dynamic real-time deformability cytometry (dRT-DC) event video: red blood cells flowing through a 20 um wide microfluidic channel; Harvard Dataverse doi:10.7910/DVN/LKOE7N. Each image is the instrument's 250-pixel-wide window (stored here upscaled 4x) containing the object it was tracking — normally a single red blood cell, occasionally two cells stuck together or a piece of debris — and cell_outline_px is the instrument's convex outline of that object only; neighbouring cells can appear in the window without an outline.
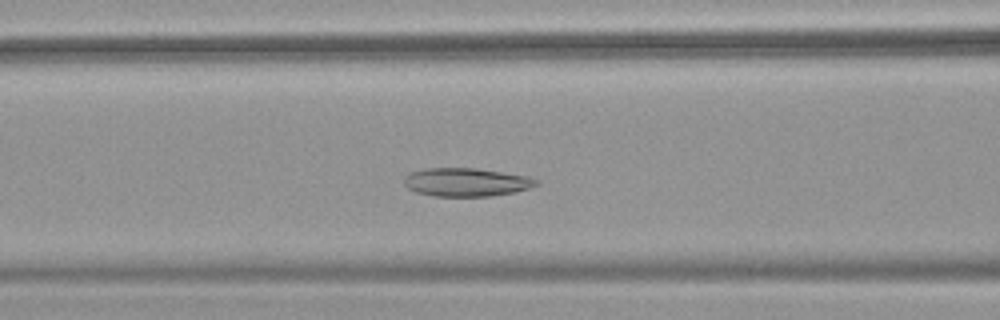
{"species": "common noctule bat (a hibernating species)", "species_latin": "Nyctalus noctula", "temperature_condition": "warm", "stored_images_in_passage": 49, "camera_frame_rate_fps": 3000, "um_per_image_px": 0.085, "animal": {"sex": "female", "body_mass_g": 18.4}, "frame": {"image": 1, "passage_image": 19, "time_ms": 6.0, "image_size_px": [1000, 320], "cell_outline_px": [[540, 184], [528, 188], [512, 192], [492, 196], [432, 196], [416, 192], [408, 188], [404, 184], [404, 176], [412, 172], [428, 168], [476, 168], [528, 176], [540, 180]], "centroid_in_image_um": [39.64, 15.48], "position_along_channel_um": 127.0, "area_um2": 21.85}}
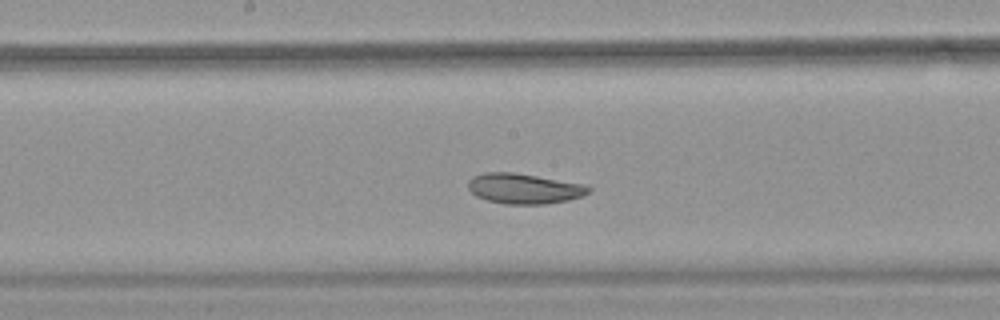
{"frame": {"image": 2, "passage_image": 25, "time_ms": 8.0, "image_size_px": [1000, 320], "cell_outline_px": [[592, 188], [588, 192], [580, 196], [568, 200], [544, 204], [504, 204], [488, 200], [476, 196], [468, 188], [468, 180], [472, 176], [484, 172], [512, 172], [584, 184]], "centroid_in_image_um": [44.5, 16.02], "position_along_channel_um": 203.7, "area_um2": 21.1}}
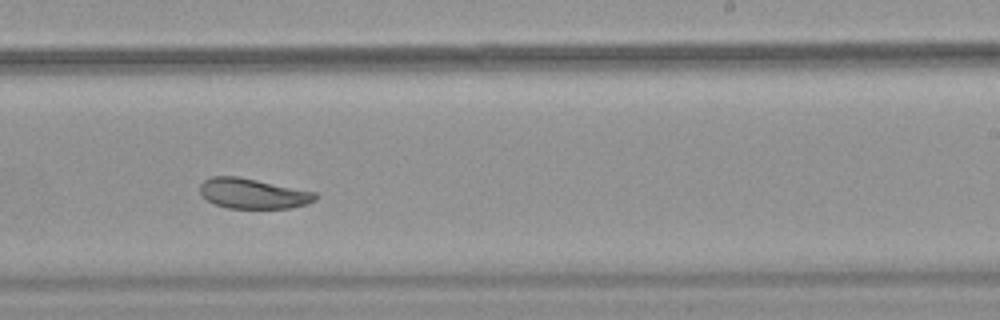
{"frame": {"image": 3, "passage_image": 30, "time_ms": 9.667, "image_size_px": [1000, 320], "cell_outline_px": [[316, 200], [308, 204], [292, 208], [228, 208], [216, 204], [208, 200], [200, 192], [200, 184], [204, 180], [212, 176], [236, 176], [316, 192]], "centroid_in_image_um": [21.52, 16.45], "position_along_channel_um": 267.5, "area_um2": 20.11}, "authors_computed_cell_mechanics": {"area_um2": 23.8714, "velocity_mm_per_s": 3.8612, "shape_relaxation_time_tau1_ms": 3.7107, "shape_relaxation_time_tau2_ms": null, "deformation_change_tau1": 0.0929, "deformation_change_tau2": null}}